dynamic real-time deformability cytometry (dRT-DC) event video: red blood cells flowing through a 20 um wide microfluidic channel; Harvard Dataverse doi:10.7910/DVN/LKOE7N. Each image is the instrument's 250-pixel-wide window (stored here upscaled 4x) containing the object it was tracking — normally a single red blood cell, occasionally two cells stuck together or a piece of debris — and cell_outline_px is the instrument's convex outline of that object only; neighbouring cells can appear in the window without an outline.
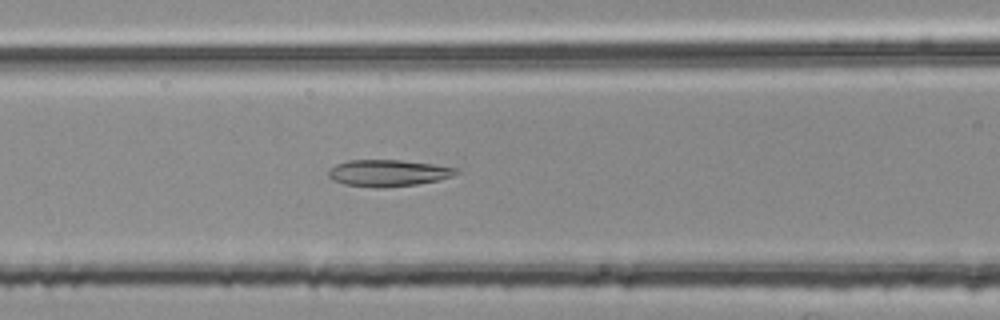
{"species": "common noctule bat (a hibernating species)", "species_latin": "Nyctalus noctula", "temperature_condition": "room temperature", "stored_images_in_passage": 40, "camera_frame_rate_fps": 3000, "um_per_image_px": 0.085, "animal": {"sex": "female", "body_mass_g": 25.1}, "frame": {"image": 1, "passage_image": 15, "time_ms": 4.667, "image_size_px": [1000, 320], "cell_outline_px": [[460, 172], [452, 176], [436, 180], [416, 184], [380, 188], [344, 184], [332, 180], [328, 176], [328, 172], [336, 164], [348, 160], [400, 160], [432, 164], [460, 168]], "centroid_in_image_um": [33.0, 14.7], "position_along_channel_um": 133.6, "area_um2": 19.71}}
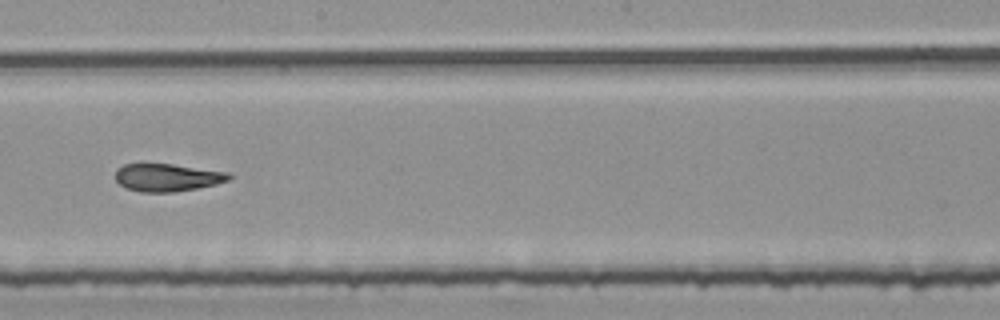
{"frame": {"image": 2, "passage_image": 23, "time_ms": 7.333, "image_size_px": [1000, 320], "cell_outline_px": [[232, 176], [228, 180], [216, 184], [196, 188], [172, 192], [140, 192], [124, 188], [116, 180], [116, 168], [124, 164], [140, 160], [172, 164], [228, 172]], "centroid_in_image_um": [14.12, 15.04], "position_along_channel_um": 234.1, "area_um2": 18.96}}
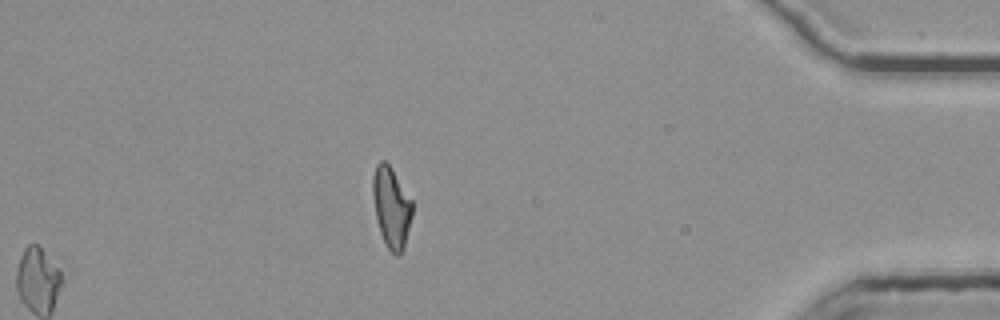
{"frame": {"image": 3, "passage_image": 40, "time_ms": 13.0, "image_size_px": [1000, 320], "cell_outline_px": [[412, 216], [404, 248], [400, 256], [396, 256], [384, 244], [376, 220], [372, 192], [372, 176], [376, 164], [380, 160], [384, 160], [392, 168], [412, 200]], "centroid_in_image_um": [33.26, 17.62], "position_along_channel_um": 401.9, "area_um2": 18.84}, "authors_computed_cell_mechanics": {"area_um2": 19.2474, "velocity_mm_per_s": 3.772, "shape_relaxation_time_tau1_ms": null, "shape_relaxation_time_tau2_ms": 2.2447, "deformation_change_tau1": null, "deformation_change_tau2": 0.1068}}